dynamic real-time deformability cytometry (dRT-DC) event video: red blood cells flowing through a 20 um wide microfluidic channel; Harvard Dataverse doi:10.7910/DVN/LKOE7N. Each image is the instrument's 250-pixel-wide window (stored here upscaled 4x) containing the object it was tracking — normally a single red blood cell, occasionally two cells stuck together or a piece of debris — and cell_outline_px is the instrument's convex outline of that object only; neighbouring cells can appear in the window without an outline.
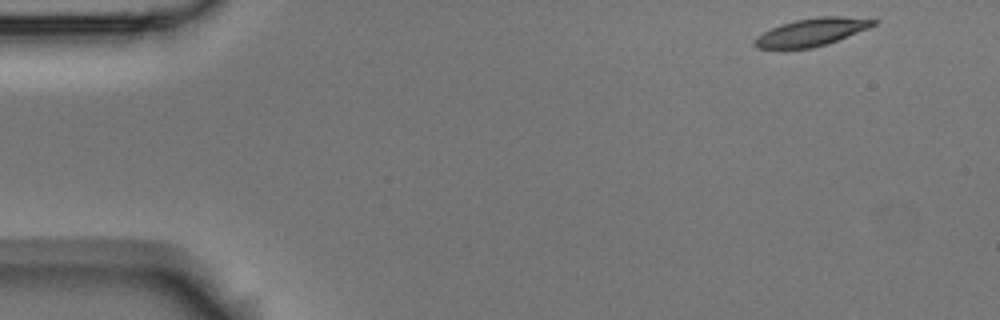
{"species": "Egyptian fruit bat (a non-hibernating species)", "species_latin": "Rousettus aegyptiacus", "temperature_condition": "room temperature", "stored_images_in_passage": 53, "camera_frame_rate_fps": 3000, "um_per_image_px": 0.085, "animal": {"sex": "male"}, "frame": {"image": 1, "passage_image": 1, "time_ms": 0.0, "image_size_px": [1000, 320], "cell_outline_px": [[880, 20], [876, 24], [868, 28], [828, 44], [812, 48], [756, 48], [752, 44], [752, 40], [756, 36], [780, 24], [796, 20], [820, 16], [840, 16]], "centroid_in_image_um": [68.97, 2.73], "position_along_channel_um": 16.0, "area_um2": 19.13}}
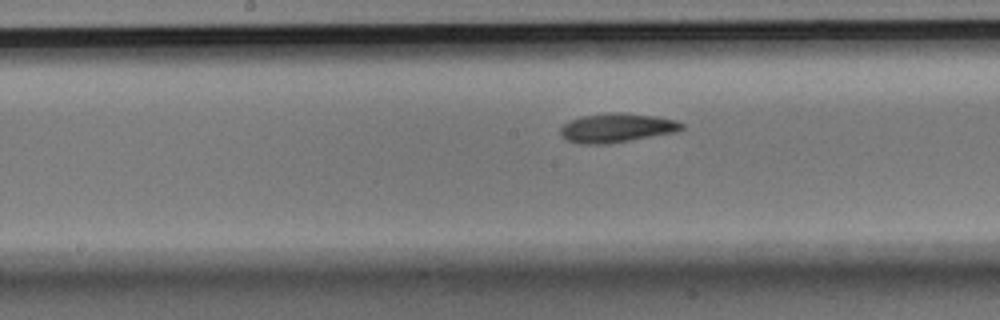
{"frame": {"image": 2, "passage_image": 25, "time_ms": 8.0, "image_size_px": [1000, 320], "cell_outline_px": [[684, 128], [676, 132], [608, 144], [580, 144], [564, 140], [560, 136], [560, 128], [564, 124], [580, 116], [612, 112], [624, 112], [656, 116], [676, 120], [684, 124]], "centroid_in_image_um": [52.4, 10.87], "position_along_channel_um": 195.8, "area_um2": 20.81}}
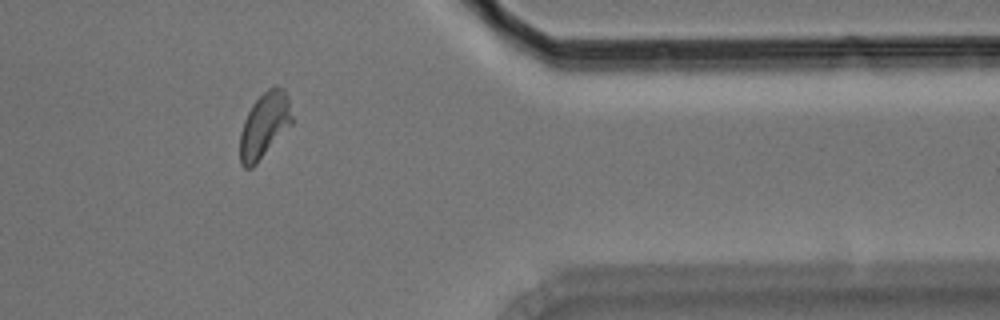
{"frame": {"image": 3, "passage_image": 43, "time_ms": 14.0, "image_size_px": [1000, 320], "cell_outline_px": [[292, 124], [256, 164], [252, 168], [244, 168], [240, 164], [240, 132], [244, 120], [252, 104], [272, 84], [276, 84], [284, 88], [288, 96], [292, 116]], "centroid_in_image_um": [22.48, 10.62], "position_along_channel_um": 388.9, "area_um2": 19.94}, "authors_computed_cell_mechanics": {"area_um2": 19.7676, "velocity_mm_per_s": 3.5338, "shape_relaxation_time_tau1_ms": 3.8594, "shape_relaxation_time_tau2_ms": 3.6393, "deformation_change_tau1": 0.1324, "deformation_change_tau2": 0.0956}}